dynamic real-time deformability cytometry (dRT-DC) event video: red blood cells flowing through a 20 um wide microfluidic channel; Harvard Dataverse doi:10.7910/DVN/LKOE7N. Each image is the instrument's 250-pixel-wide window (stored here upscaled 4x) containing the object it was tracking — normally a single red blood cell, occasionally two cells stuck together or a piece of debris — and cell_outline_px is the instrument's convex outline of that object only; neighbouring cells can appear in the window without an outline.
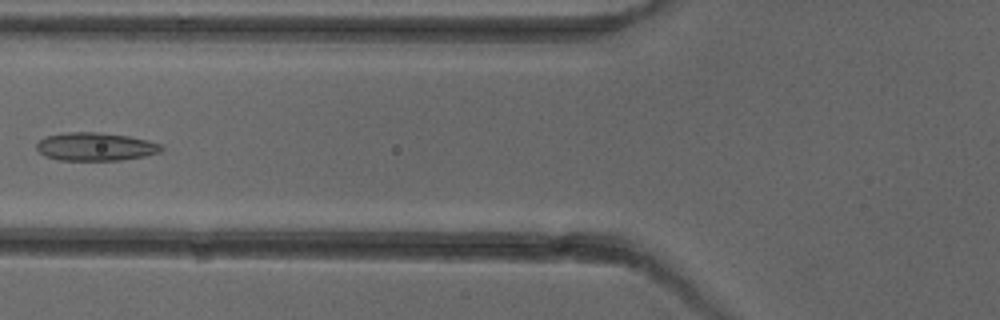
{"species": "common noctule bat (a hibernating species)", "species_latin": "Nyctalus noctula", "temperature_condition": "cold", "stored_images_in_passage": 5, "camera_frame_rate_fps": 3000, "um_per_image_px": 0.085, "animal": {"sex": "female"}, "frame": {"image": 1, "passage_image": 5, "time_ms": 4.667, "image_size_px": [1000, 320], "cell_outline_px": [[164, 148], [160, 152], [144, 156], [120, 160], [60, 160], [44, 156], [36, 148], [36, 144], [44, 136], [64, 132], [100, 132], [128, 136], [148, 140], [160, 144]], "centroid_in_image_um": [8.09, 12.46], "position_along_channel_um": 117.7, "area_um2": 20.58}}